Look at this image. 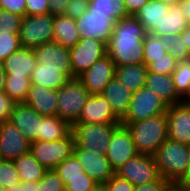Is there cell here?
<instances>
[{"label":"cell","mask_w":190,"mask_h":191,"mask_svg":"<svg viewBox=\"0 0 190 191\" xmlns=\"http://www.w3.org/2000/svg\"><path fill=\"white\" fill-rule=\"evenodd\" d=\"M70 79L61 73V69L43 68L36 64L31 75V85H39L48 89L58 90Z\"/></svg>","instance_id":"cell-30"},{"label":"cell","mask_w":190,"mask_h":191,"mask_svg":"<svg viewBox=\"0 0 190 191\" xmlns=\"http://www.w3.org/2000/svg\"><path fill=\"white\" fill-rule=\"evenodd\" d=\"M165 191H190V187L180 182H171Z\"/></svg>","instance_id":"cell-52"},{"label":"cell","mask_w":190,"mask_h":191,"mask_svg":"<svg viewBox=\"0 0 190 191\" xmlns=\"http://www.w3.org/2000/svg\"><path fill=\"white\" fill-rule=\"evenodd\" d=\"M0 8L22 17L26 15L25 0H0Z\"/></svg>","instance_id":"cell-47"},{"label":"cell","mask_w":190,"mask_h":191,"mask_svg":"<svg viewBox=\"0 0 190 191\" xmlns=\"http://www.w3.org/2000/svg\"><path fill=\"white\" fill-rule=\"evenodd\" d=\"M143 64L148 66L156 58L164 57L168 52L167 47L163 46L159 36L147 33L143 41Z\"/></svg>","instance_id":"cell-36"},{"label":"cell","mask_w":190,"mask_h":191,"mask_svg":"<svg viewBox=\"0 0 190 191\" xmlns=\"http://www.w3.org/2000/svg\"><path fill=\"white\" fill-rule=\"evenodd\" d=\"M137 154L138 151L131 132L126 126L120 124L111 135L106 153L114 172Z\"/></svg>","instance_id":"cell-12"},{"label":"cell","mask_w":190,"mask_h":191,"mask_svg":"<svg viewBox=\"0 0 190 191\" xmlns=\"http://www.w3.org/2000/svg\"><path fill=\"white\" fill-rule=\"evenodd\" d=\"M2 63L12 77H31L37 61L33 48L20 47Z\"/></svg>","instance_id":"cell-20"},{"label":"cell","mask_w":190,"mask_h":191,"mask_svg":"<svg viewBox=\"0 0 190 191\" xmlns=\"http://www.w3.org/2000/svg\"><path fill=\"white\" fill-rule=\"evenodd\" d=\"M30 151V143L22 132L10 121L0 123V157L14 160Z\"/></svg>","instance_id":"cell-16"},{"label":"cell","mask_w":190,"mask_h":191,"mask_svg":"<svg viewBox=\"0 0 190 191\" xmlns=\"http://www.w3.org/2000/svg\"><path fill=\"white\" fill-rule=\"evenodd\" d=\"M76 122L84 123H120L106 99L101 95H90L83 106L80 117Z\"/></svg>","instance_id":"cell-19"},{"label":"cell","mask_w":190,"mask_h":191,"mask_svg":"<svg viewBox=\"0 0 190 191\" xmlns=\"http://www.w3.org/2000/svg\"><path fill=\"white\" fill-rule=\"evenodd\" d=\"M171 182L160 177L157 181L134 186V191H165Z\"/></svg>","instance_id":"cell-48"},{"label":"cell","mask_w":190,"mask_h":191,"mask_svg":"<svg viewBox=\"0 0 190 191\" xmlns=\"http://www.w3.org/2000/svg\"><path fill=\"white\" fill-rule=\"evenodd\" d=\"M31 86V77H12L6 74L4 92L16 103H24Z\"/></svg>","instance_id":"cell-32"},{"label":"cell","mask_w":190,"mask_h":191,"mask_svg":"<svg viewBox=\"0 0 190 191\" xmlns=\"http://www.w3.org/2000/svg\"><path fill=\"white\" fill-rule=\"evenodd\" d=\"M170 6L158 0H149L134 17L144 27L147 33L160 29V22L169 11Z\"/></svg>","instance_id":"cell-25"},{"label":"cell","mask_w":190,"mask_h":191,"mask_svg":"<svg viewBox=\"0 0 190 191\" xmlns=\"http://www.w3.org/2000/svg\"><path fill=\"white\" fill-rule=\"evenodd\" d=\"M21 183L13 160L0 161V185L9 189Z\"/></svg>","instance_id":"cell-38"},{"label":"cell","mask_w":190,"mask_h":191,"mask_svg":"<svg viewBox=\"0 0 190 191\" xmlns=\"http://www.w3.org/2000/svg\"><path fill=\"white\" fill-rule=\"evenodd\" d=\"M22 16L0 8V34L19 35Z\"/></svg>","instance_id":"cell-39"},{"label":"cell","mask_w":190,"mask_h":191,"mask_svg":"<svg viewBox=\"0 0 190 191\" xmlns=\"http://www.w3.org/2000/svg\"><path fill=\"white\" fill-rule=\"evenodd\" d=\"M57 95V116L72 125L80 117L91 94L78 78H73L57 90Z\"/></svg>","instance_id":"cell-5"},{"label":"cell","mask_w":190,"mask_h":191,"mask_svg":"<svg viewBox=\"0 0 190 191\" xmlns=\"http://www.w3.org/2000/svg\"><path fill=\"white\" fill-rule=\"evenodd\" d=\"M89 12H101L111 16L115 21L128 17L124 0H89Z\"/></svg>","instance_id":"cell-31"},{"label":"cell","mask_w":190,"mask_h":191,"mask_svg":"<svg viewBox=\"0 0 190 191\" xmlns=\"http://www.w3.org/2000/svg\"><path fill=\"white\" fill-rule=\"evenodd\" d=\"M69 51L73 74L78 77L96 61L107 55V44L95 39L80 38Z\"/></svg>","instance_id":"cell-10"},{"label":"cell","mask_w":190,"mask_h":191,"mask_svg":"<svg viewBox=\"0 0 190 191\" xmlns=\"http://www.w3.org/2000/svg\"><path fill=\"white\" fill-rule=\"evenodd\" d=\"M120 123H84L72 124V133L75 144L84 150H93L106 155L111 135Z\"/></svg>","instance_id":"cell-4"},{"label":"cell","mask_w":190,"mask_h":191,"mask_svg":"<svg viewBox=\"0 0 190 191\" xmlns=\"http://www.w3.org/2000/svg\"><path fill=\"white\" fill-rule=\"evenodd\" d=\"M0 191H6V189L0 185Z\"/></svg>","instance_id":"cell-60"},{"label":"cell","mask_w":190,"mask_h":191,"mask_svg":"<svg viewBox=\"0 0 190 191\" xmlns=\"http://www.w3.org/2000/svg\"><path fill=\"white\" fill-rule=\"evenodd\" d=\"M158 1L163 2L164 4L168 6H173L180 2V0H158Z\"/></svg>","instance_id":"cell-57"},{"label":"cell","mask_w":190,"mask_h":191,"mask_svg":"<svg viewBox=\"0 0 190 191\" xmlns=\"http://www.w3.org/2000/svg\"><path fill=\"white\" fill-rule=\"evenodd\" d=\"M72 132V125L58 116H42L38 141L63 139Z\"/></svg>","instance_id":"cell-27"},{"label":"cell","mask_w":190,"mask_h":191,"mask_svg":"<svg viewBox=\"0 0 190 191\" xmlns=\"http://www.w3.org/2000/svg\"><path fill=\"white\" fill-rule=\"evenodd\" d=\"M145 87L160 96L169 106L182 101V98L176 92L171 75H163L148 71Z\"/></svg>","instance_id":"cell-23"},{"label":"cell","mask_w":190,"mask_h":191,"mask_svg":"<svg viewBox=\"0 0 190 191\" xmlns=\"http://www.w3.org/2000/svg\"><path fill=\"white\" fill-rule=\"evenodd\" d=\"M57 99V90L31 85L24 103L42 116H57Z\"/></svg>","instance_id":"cell-21"},{"label":"cell","mask_w":190,"mask_h":191,"mask_svg":"<svg viewBox=\"0 0 190 191\" xmlns=\"http://www.w3.org/2000/svg\"><path fill=\"white\" fill-rule=\"evenodd\" d=\"M120 124L131 132L139 154L154 156L157 149L168 138L166 114Z\"/></svg>","instance_id":"cell-2"},{"label":"cell","mask_w":190,"mask_h":191,"mask_svg":"<svg viewBox=\"0 0 190 191\" xmlns=\"http://www.w3.org/2000/svg\"><path fill=\"white\" fill-rule=\"evenodd\" d=\"M21 182H38L40 181L47 169L43 167L29 151L13 160Z\"/></svg>","instance_id":"cell-29"},{"label":"cell","mask_w":190,"mask_h":191,"mask_svg":"<svg viewBox=\"0 0 190 191\" xmlns=\"http://www.w3.org/2000/svg\"><path fill=\"white\" fill-rule=\"evenodd\" d=\"M189 26L188 21L184 18L179 4L170 6L169 11L164 15L160 22V29H153L150 33L155 36L170 34H182Z\"/></svg>","instance_id":"cell-28"},{"label":"cell","mask_w":190,"mask_h":191,"mask_svg":"<svg viewBox=\"0 0 190 191\" xmlns=\"http://www.w3.org/2000/svg\"><path fill=\"white\" fill-rule=\"evenodd\" d=\"M81 38L95 39L108 44L116 21L101 12H89L87 10L81 17L75 20Z\"/></svg>","instance_id":"cell-11"},{"label":"cell","mask_w":190,"mask_h":191,"mask_svg":"<svg viewBox=\"0 0 190 191\" xmlns=\"http://www.w3.org/2000/svg\"><path fill=\"white\" fill-rule=\"evenodd\" d=\"M16 104L5 92H0V123L10 119Z\"/></svg>","instance_id":"cell-44"},{"label":"cell","mask_w":190,"mask_h":191,"mask_svg":"<svg viewBox=\"0 0 190 191\" xmlns=\"http://www.w3.org/2000/svg\"><path fill=\"white\" fill-rule=\"evenodd\" d=\"M74 146V136L71 132L68 136L59 140H36L30 143V152L43 167L51 170L73 155Z\"/></svg>","instance_id":"cell-8"},{"label":"cell","mask_w":190,"mask_h":191,"mask_svg":"<svg viewBox=\"0 0 190 191\" xmlns=\"http://www.w3.org/2000/svg\"><path fill=\"white\" fill-rule=\"evenodd\" d=\"M171 76L177 94L183 99L190 90V60L178 62Z\"/></svg>","instance_id":"cell-35"},{"label":"cell","mask_w":190,"mask_h":191,"mask_svg":"<svg viewBox=\"0 0 190 191\" xmlns=\"http://www.w3.org/2000/svg\"><path fill=\"white\" fill-rule=\"evenodd\" d=\"M160 177L180 182L187 171L190 154L188 144L167 138L154 155Z\"/></svg>","instance_id":"cell-3"},{"label":"cell","mask_w":190,"mask_h":191,"mask_svg":"<svg viewBox=\"0 0 190 191\" xmlns=\"http://www.w3.org/2000/svg\"><path fill=\"white\" fill-rule=\"evenodd\" d=\"M181 35L184 40V43L186 44V46L190 52V26H188Z\"/></svg>","instance_id":"cell-55"},{"label":"cell","mask_w":190,"mask_h":191,"mask_svg":"<svg viewBox=\"0 0 190 191\" xmlns=\"http://www.w3.org/2000/svg\"><path fill=\"white\" fill-rule=\"evenodd\" d=\"M163 46L167 47L170 55L177 60V62L190 60V52L184 43L182 35L170 34L159 36Z\"/></svg>","instance_id":"cell-34"},{"label":"cell","mask_w":190,"mask_h":191,"mask_svg":"<svg viewBox=\"0 0 190 191\" xmlns=\"http://www.w3.org/2000/svg\"><path fill=\"white\" fill-rule=\"evenodd\" d=\"M24 191H65V184L57 172L51 169L38 182H24Z\"/></svg>","instance_id":"cell-33"},{"label":"cell","mask_w":190,"mask_h":191,"mask_svg":"<svg viewBox=\"0 0 190 191\" xmlns=\"http://www.w3.org/2000/svg\"><path fill=\"white\" fill-rule=\"evenodd\" d=\"M177 60L173 58L169 52L164 54V57L156 58L147 67L149 72H155L163 75H171L177 65Z\"/></svg>","instance_id":"cell-40"},{"label":"cell","mask_w":190,"mask_h":191,"mask_svg":"<svg viewBox=\"0 0 190 191\" xmlns=\"http://www.w3.org/2000/svg\"><path fill=\"white\" fill-rule=\"evenodd\" d=\"M147 32L132 15L116 21L107 44V55L115 66L143 64V41Z\"/></svg>","instance_id":"cell-1"},{"label":"cell","mask_w":190,"mask_h":191,"mask_svg":"<svg viewBox=\"0 0 190 191\" xmlns=\"http://www.w3.org/2000/svg\"><path fill=\"white\" fill-rule=\"evenodd\" d=\"M5 80H6V72L4 70L3 63L0 62V92H4Z\"/></svg>","instance_id":"cell-53"},{"label":"cell","mask_w":190,"mask_h":191,"mask_svg":"<svg viewBox=\"0 0 190 191\" xmlns=\"http://www.w3.org/2000/svg\"><path fill=\"white\" fill-rule=\"evenodd\" d=\"M147 72L144 64L115 66V78L132 93L145 86Z\"/></svg>","instance_id":"cell-26"},{"label":"cell","mask_w":190,"mask_h":191,"mask_svg":"<svg viewBox=\"0 0 190 191\" xmlns=\"http://www.w3.org/2000/svg\"><path fill=\"white\" fill-rule=\"evenodd\" d=\"M182 101L187 104L190 105V90L189 92L185 95V97L182 99Z\"/></svg>","instance_id":"cell-59"},{"label":"cell","mask_w":190,"mask_h":191,"mask_svg":"<svg viewBox=\"0 0 190 191\" xmlns=\"http://www.w3.org/2000/svg\"><path fill=\"white\" fill-rule=\"evenodd\" d=\"M107 191H134V186L128 180L120 178L116 174L104 183Z\"/></svg>","instance_id":"cell-46"},{"label":"cell","mask_w":190,"mask_h":191,"mask_svg":"<svg viewBox=\"0 0 190 191\" xmlns=\"http://www.w3.org/2000/svg\"><path fill=\"white\" fill-rule=\"evenodd\" d=\"M54 15H25L20 26L21 47L33 48L44 43L53 42L54 39Z\"/></svg>","instance_id":"cell-6"},{"label":"cell","mask_w":190,"mask_h":191,"mask_svg":"<svg viewBox=\"0 0 190 191\" xmlns=\"http://www.w3.org/2000/svg\"><path fill=\"white\" fill-rule=\"evenodd\" d=\"M114 77L115 64L108 55H105L77 78L91 95H99Z\"/></svg>","instance_id":"cell-15"},{"label":"cell","mask_w":190,"mask_h":191,"mask_svg":"<svg viewBox=\"0 0 190 191\" xmlns=\"http://www.w3.org/2000/svg\"><path fill=\"white\" fill-rule=\"evenodd\" d=\"M88 7L89 0H70L64 15L76 20L88 10Z\"/></svg>","instance_id":"cell-43"},{"label":"cell","mask_w":190,"mask_h":191,"mask_svg":"<svg viewBox=\"0 0 190 191\" xmlns=\"http://www.w3.org/2000/svg\"><path fill=\"white\" fill-rule=\"evenodd\" d=\"M70 0H49V13L51 15H63Z\"/></svg>","instance_id":"cell-49"},{"label":"cell","mask_w":190,"mask_h":191,"mask_svg":"<svg viewBox=\"0 0 190 191\" xmlns=\"http://www.w3.org/2000/svg\"><path fill=\"white\" fill-rule=\"evenodd\" d=\"M36 61L43 68L61 69L69 79L77 78L71 67L70 51L57 42L44 43L34 49Z\"/></svg>","instance_id":"cell-13"},{"label":"cell","mask_w":190,"mask_h":191,"mask_svg":"<svg viewBox=\"0 0 190 191\" xmlns=\"http://www.w3.org/2000/svg\"><path fill=\"white\" fill-rule=\"evenodd\" d=\"M149 0H124L128 15L134 16Z\"/></svg>","instance_id":"cell-50"},{"label":"cell","mask_w":190,"mask_h":191,"mask_svg":"<svg viewBox=\"0 0 190 191\" xmlns=\"http://www.w3.org/2000/svg\"><path fill=\"white\" fill-rule=\"evenodd\" d=\"M25 136L29 143L40 135L41 115L25 103H17L9 119Z\"/></svg>","instance_id":"cell-18"},{"label":"cell","mask_w":190,"mask_h":191,"mask_svg":"<svg viewBox=\"0 0 190 191\" xmlns=\"http://www.w3.org/2000/svg\"><path fill=\"white\" fill-rule=\"evenodd\" d=\"M115 174L128 180L133 186L154 182L160 178L154 156L139 153L122 165Z\"/></svg>","instance_id":"cell-9"},{"label":"cell","mask_w":190,"mask_h":191,"mask_svg":"<svg viewBox=\"0 0 190 191\" xmlns=\"http://www.w3.org/2000/svg\"><path fill=\"white\" fill-rule=\"evenodd\" d=\"M73 155L83 166L84 172L98 184L106 183L115 175L106 155L94 152L93 150L80 149L76 144Z\"/></svg>","instance_id":"cell-14"},{"label":"cell","mask_w":190,"mask_h":191,"mask_svg":"<svg viewBox=\"0 0 190 191\" xmlns=\"http://www.w3.org/2000/svg\"><path fill=\"white\" fill-rule=\"evenodd\" d=\"M188 150H189V154H190V144H188ZM180 183L185 184L190 187V160H189L188 168L184 175V178L180 181Z\"/></svg>","instance_id":"cell-54"},{"label":"cell","mask_w":190,"mask_h":191,"mask_svg":"<svg viewBox=\"0 0 190 191\" xmlns=\"http://www.w3.org/2000/svg\"><path fill=\"white\" fill-rule=\"evenodd\" d=\"M20 47L19 35L0 34V62H3Z\"/></svg>","instance_id":"cell-41"},{"label":"cell","mask_w":190,"mask_h":191,"mask_svg":"<svg viewBox=\"0 0 190 191\" xmlns=\"http://www.w3.org/2000/svg\"><path fill=\"white\" fill-rule=\"evenodd\" d=\"M166 118L168 138L190 144V105L181 101L168 106Z\"/></svg>","instance_id":"cell-17"},{"label":"cell","mask_w":190,"mask_h":191,"mask_svg":"<svg viewBox=\"0 0 190 191\" xmlns=\"http://www.w3.org/2000/svg\"><path fill=\"white\" fill-rule=\"evenodd\" d=\"M91 191H107L105 184H98L94 189Z\"/></svg>","instance_id":"cell-58"},{"label":"cell","mask_w":190,"mask_h":191,"mask_svg":"<svg viewBox=\"0 0 190 191\" xmlns=\"http://www.w3.org/2000/svg\"><path fill=\"white\" fill-rule=\"evenodd\" d=\"M26 15H44L49 13V0H25Z\"/></svg>","instance_id":"cell-45"},{"label":"cell","mask_w":190,"mask_h":191,"mask_svg":"<svg viewBox=\"0 0 190 191\" xmlns=\"http://www.w3.org/2000/svg\"><path fill=\"white\" fill-rule=\"evenodd\" d=\"M54 42L65 48H73L80 40L81 34L78 32L76 21L68 16L54 15Z\"/></svg>","instance_id":"cell-24"},{"label":"cell","mask_w":190,"mask_h":191,"mask_svg":"<svg viewBox=\"0 0 190 191\" xmlns=\"http://www.w3.org/2000/svg\"><path fill=\"white\" fill-rule=\"evenodd\" d=\"M98 183L85 173V178L68 179L65 191H91Z\"/></svg>","instance_id":"cell-42"},{"label":"cell","mask_w":190,"mask_h":191,"mask_svg":"<svg viewBox=\"0 0 190 191\" xmlns=\"http://www.w3.org/2000/svg\"><path fill=\"white\" fill-rule=\"evenodd\" d=\"M178 4L184 18L190 23V0H180Z\"/></svg>","instance_id":"cell-51"},{"label":"cell","mask_w":190,"mask_h":191,"mask_svg":"<svg viewBox=\"0 0 190 191\" xmlns=\"http://www.w3.org/2000/svg\"><path fill=\"white\" fill-rule=\"evenodd\" d=\"M168 106L160 96L144 86L132 93L128 110L120 123L137 122L166 114Z\"/></svg>","instance_id":"cell-7"},{"label":"cell","mask_w":190,"mask_h":191,"mask_svg":"<svg viewBox=\"0 0 190 191\" xmlns=\"http://www.w3.org/2000/svg\"><path fill=\"white\" fill-rule=\"evenodd\" d=\"M101 95L106 99L114 114L121 120L128 110L132 92L114 77L106 85Z\"/></svg>","instance_id":"cell-22"},{"label":"cell","mask_w":190,"mask_h":191,"mask_svg":"<svg viewBox=\"0 0 190 191\" xmlns=\"http://www.w3.org/2000/svg\"><path fill=\"white\" fill-rule=\"evenodd\" d=\"M54 170L61 177L64 184L68 182V179L85 178L83 166L74 155L61 162Z\"/></svg>","instance_id":"cell-37"},{"label":"cell","mask_w":190,"mask_h":191,"mask_svg":"<svg viewBox=\"0 0 190 191\" xmlns=\"http://www.w3.org/2000/svg\"><path fill=\"white\" fill-rule=\"evenodd\" d=\"M6 191H24V182H21L20 184L13 186L9 189H6Z\"/></svg>","instance_id":"cell-56"}]
</instances>
